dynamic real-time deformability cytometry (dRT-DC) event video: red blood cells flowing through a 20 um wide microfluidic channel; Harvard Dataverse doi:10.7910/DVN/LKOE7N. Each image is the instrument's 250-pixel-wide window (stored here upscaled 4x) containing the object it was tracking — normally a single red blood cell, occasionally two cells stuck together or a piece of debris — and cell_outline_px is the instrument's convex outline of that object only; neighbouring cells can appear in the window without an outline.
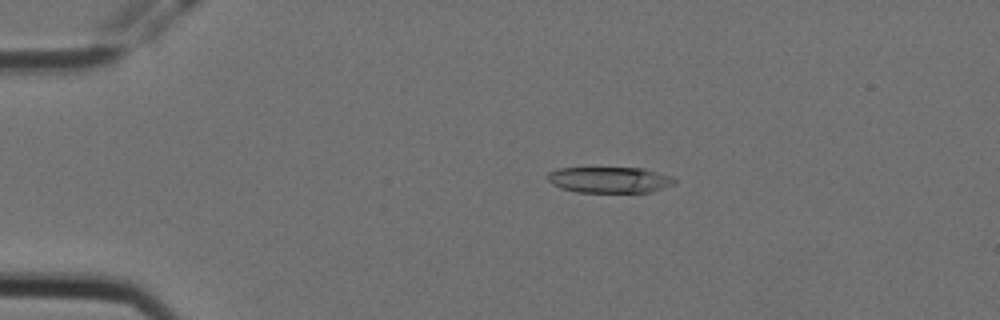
{"species": "Egyptian fruit bat (a non-hibernating species)", "species_latin": "Rousettus aegyptiacus", "temperature_condition": "cold", "stored_images_in_passage": 10, "camera_frame_rate_fps": 3000, "um_per_image_px": 0.085, "animal": {"sex": "female"}, "frame": {"image": 1, "passage_image": 3, "time_ms": 0.667, "image_size_px": [1000, 320], "cell_outline_px": [[676, 184], [652, 192], [576, 192], [560, 188], [552, 184], [544, 176], [548, 172], [560, 168], [644, 168], [668, 176], [676, 180]], "centroid_in_image_um": [51.77, 15.29], "position_along_channel_um": 33.2, "area_um2": 19.31}}
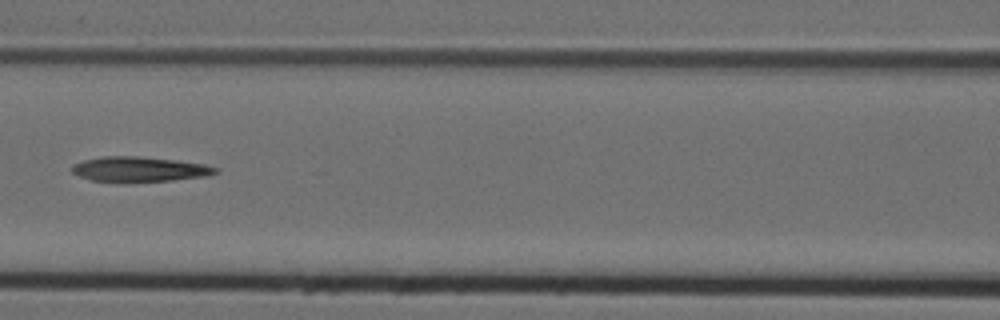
{"frame": {"image": 2, "passage_image": 7, "time_ms": 2.0, "image_size_px": [1000, 320], "cell_outline_px": [[220, 172], [208, 176], [172, 180], [124, 184], [88, 180], [72, 172], [72, 164], [84, 160], [100, 156], [136, 156], [176, 160], [204, 164], [220, 168]], "centroid_in_image_um": [11.84, 14.41], "position_along_channel_um": 154.8, "area_um2": 21.68}}
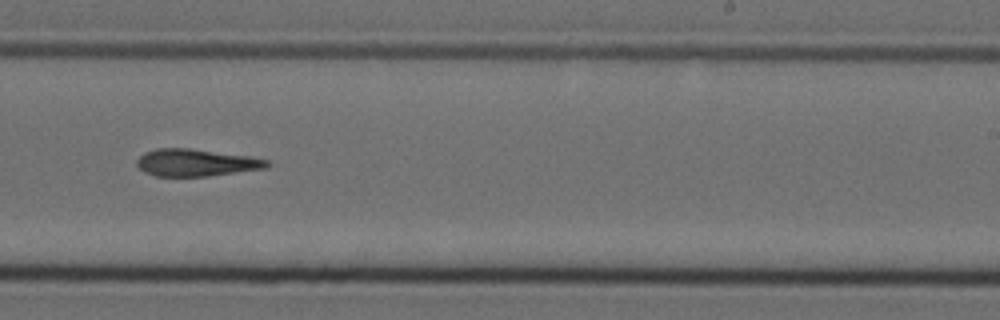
{"frame": {"image": 3, "passage_image": 10, "time_ms": 3.0, "image_size_px": [1000, 320], "cell_outline_px": [[272, 164], [268, 168], [208, 176], [156, 176], [144, 172], [136, 168], [136, 160], [144, 152], [156, 148], [188, 148], [252, 156], [268, 160]], "centroid_in_image_um": [16.67, 13.82], "position_along_channel_um": 272.3, "area_um2": 20.92}}